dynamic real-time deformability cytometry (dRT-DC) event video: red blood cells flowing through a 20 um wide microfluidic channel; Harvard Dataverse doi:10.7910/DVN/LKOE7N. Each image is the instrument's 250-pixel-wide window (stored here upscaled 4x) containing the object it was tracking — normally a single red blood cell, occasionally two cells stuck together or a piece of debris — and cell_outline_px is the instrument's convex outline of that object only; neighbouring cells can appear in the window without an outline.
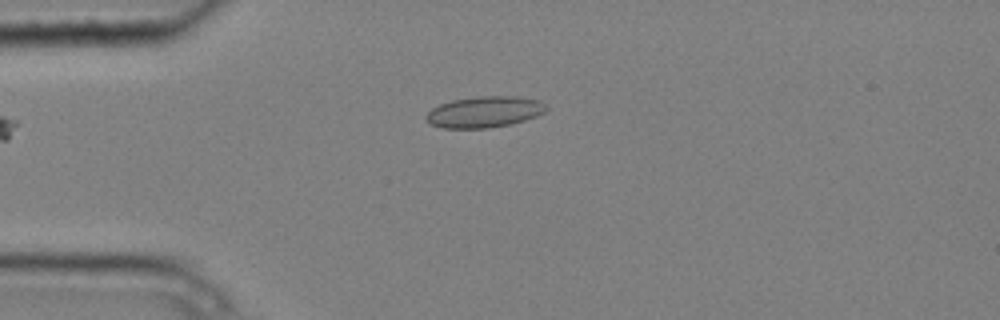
{"species": "common noctule bat (a hibernating species)", "species_latin": "Nyctalus noctula", "temperature_condition": "cold", "stored_images_in_passage": 4, "camera_frame_rate_fps": 3000, "um_per_image_px": 0.085, "animal": {"sex": "male", "body_mass_g": 20.4}, "frame": {"image": 1, "passage_image": 4, "time_ms": 1.0, "image_size_px": [1000, 320], "cell_outline_px": [[548, 108], [544, 112], [536, 116], [524, 120], [508, 124], [488, 128], [444, 128], [432, 124], [424, 120], [424, 116], [432, 108], [440, 104], [452, 100], [480, 96], [516, 96], [540, 100]], "centroid_in_image_um": [41.16, 9.5], "position_along_channel_um": 43.8, "area_um2": 21.73}}